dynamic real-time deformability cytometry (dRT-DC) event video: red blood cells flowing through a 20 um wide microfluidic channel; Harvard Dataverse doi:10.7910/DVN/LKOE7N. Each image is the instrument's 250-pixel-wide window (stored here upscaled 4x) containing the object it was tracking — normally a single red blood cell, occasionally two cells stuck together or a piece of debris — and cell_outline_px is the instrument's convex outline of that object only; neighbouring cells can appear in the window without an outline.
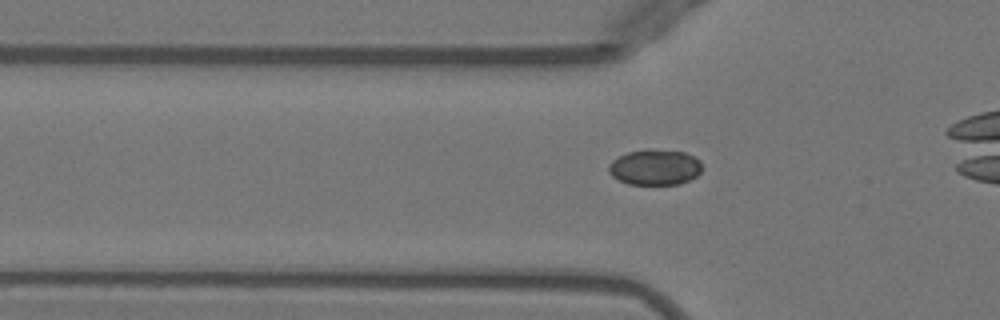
{"species": "Egyptian fruit bat (a non-hibernating species)", "species_latin": "Rousettus aegyptiacus", "temperature_condition": "warm", "stored_images_in_passage": 36, "camera_frame_rate_fps": 3000, "um_per_image_px": 0.085, "animal": {"sex": "female"}, "frame": {"image": 1, "passage_image": 11, "time_ms": 3.333, "image_size_px": [1000, 320], "cell_outline_px": [[700, 172], [696, 176], [680, 184], [628, 184], [612, 176], [608, 172], [608, 164], [612, 160], [628, 152], [644, 148], [648, 148], [684, 152], [700, 160]], "centroid_in_image_um": [55.63, 14.2], "position_along_channel_um": 70.2, "area_um2": 19.42}}
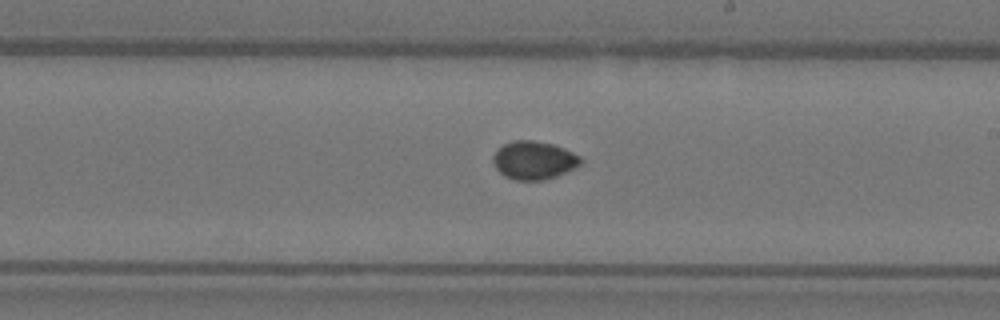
{"frame": {"image": 2, "passage_image": 24, "time_ms": 7.667, "image_size_px": [1000, 320], "cell_outline_px": [[584, 160], [580, 164], [556, 176], [544, 180], [516, 180], [504, 176], [496, 168], [492, 160], [492, 156], [504, 144], [512, 140], [532, 140], [556, 144], [580, 156]], "centroid_in_image_um": [45.38, 13.61], "position_along_channel_um": 243.6, "area_um2": 19.48}}
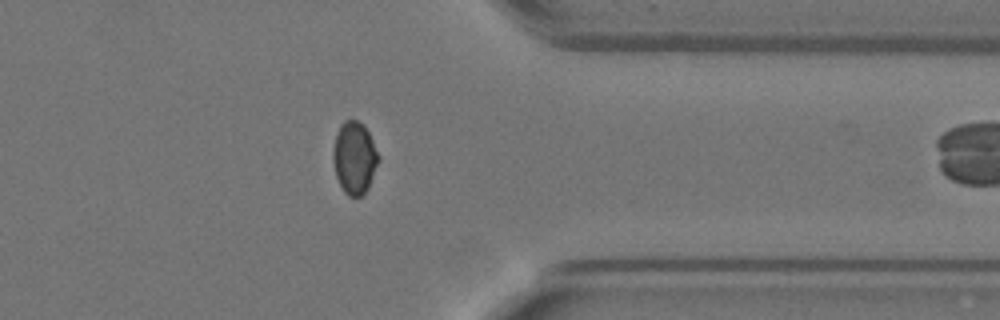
{"frame": {"image": 3, "passage_image": 35, "time_ms": 11.333, "image_size_px": [1000, 320], "cell_outline_px": [[380, 160], [368, 188], [360, 196], [348, 196], [344, 192], [336, 176], [332, 160], [332, 148], [340, 124], [344, 120], [356, 120], [364, 124], [380, 156]], "centroid_in_image_um": [30.12, 13.4], "position_along_channel_um": 381.3, "area_um2": 19.25}}